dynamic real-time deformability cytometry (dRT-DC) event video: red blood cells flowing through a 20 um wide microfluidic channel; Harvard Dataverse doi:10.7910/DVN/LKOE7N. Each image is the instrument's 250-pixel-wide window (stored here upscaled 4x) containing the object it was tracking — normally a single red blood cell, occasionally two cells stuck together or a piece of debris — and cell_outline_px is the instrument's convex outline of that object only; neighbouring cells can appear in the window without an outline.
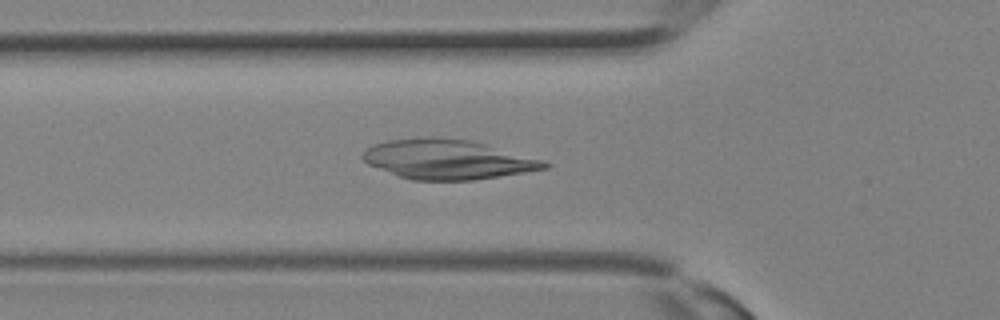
{"species": "Egyptian fruit bat (a non-hibernating species)", "species_latin": "Rousettus aegyptiacus", "temperature_condition": "room temperature", "stored_images_in_passage": 15, "camera_frame_rate_fps": 3000, "um_per_image_px": 0.085, "animal": {"sex": "female"}, "frame": {"image": 1, "passage_image": 9, "time_ms": 2.667, "image_size_px": [1000, 320], "cell_outline_px": [[552, 164], [548, 168], [524, 172], [472, 180], [412, 180], [400, 176], [368, 164], [360, 156], [372, 144], [388, 140], [468, 140], [484, 144], [544, 160]], "centroid_in_image_um": [38.07, 13.59], "position_along_channel_um": 87.7, "area_um2": 40.4}}
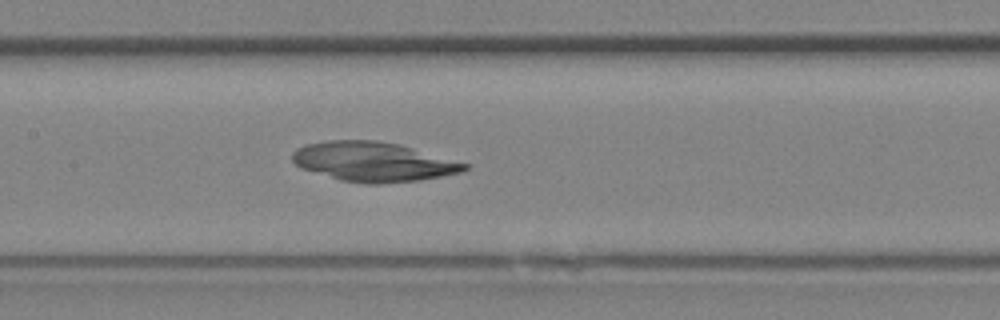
{"frame": {"image": 2, "passage_image": 13, "time_ms": 4.0, "image_size_px": [1000, 320], "cell_outline_px": [[472, 164], [468, 168], [460, 172], [440, 176], [416, 180], [380, 184], [368, 184], [340, 180], [300, 168], [292, 160], [292, 152], [296, 148], [304, 144], [328, 140], [376, 140], [400, 144]], "centroid_in_image_um": [31.72, 13.73], "position_along_channel_um": 175.7, "area_um2": 39.82}}
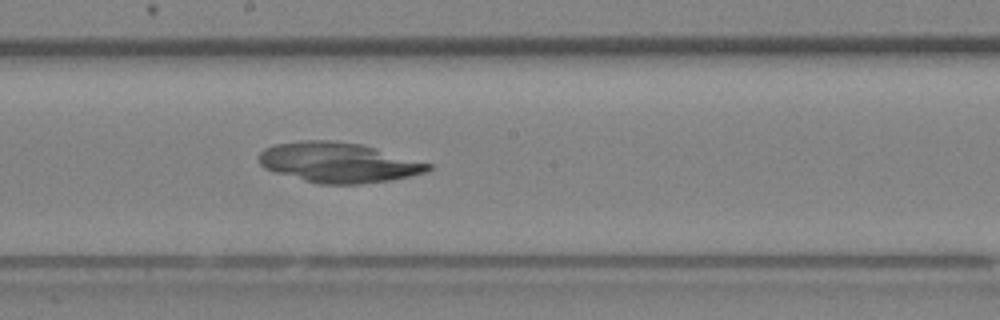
{"frame": {"image": 3, "passage_image": 15, "time_ms": 4.667, "image_size_px": [1000, 320], "cell_outline_px": [[432, 168], [428, 172], [392, 180], [356, 184], [320, 184], [304, 180], [276, 172], [264, 168], [260, 164], [260, 152], [264, 148], [272, 144], [304, 140], [336, 140], [360, 144], [376, 148], [432, 164]], "centroid_in_image_um": [28.78, 13.8], "position_along_channel_um": 219.4, "area_um2": 39.48}}